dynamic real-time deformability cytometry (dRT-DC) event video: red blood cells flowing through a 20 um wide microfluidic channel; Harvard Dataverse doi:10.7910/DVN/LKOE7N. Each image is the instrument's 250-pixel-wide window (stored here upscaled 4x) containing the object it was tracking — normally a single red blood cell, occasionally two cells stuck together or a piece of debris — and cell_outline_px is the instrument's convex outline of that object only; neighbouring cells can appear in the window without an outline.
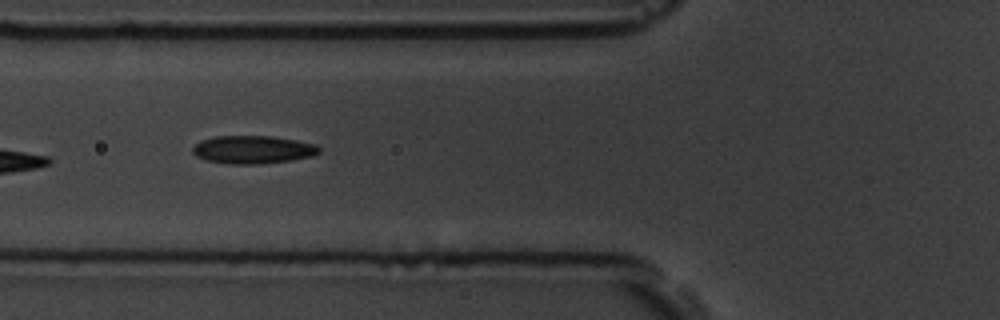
{"species": "common noctule bat (a hibernating species)", "species_latin": "Nyctalus noctula", "temperature_condition": "room temperature", "stored_images_in_passage": 11, "camera_frame_rate_fps": 3000, "um_per_image_px": 0.085, "animal": {"sex": "male", "body_mass_g": 19.5, "forearm_length_mm": 54.6}, "frame": {"image": 1, "passage_image": 7, "time_ms": 7.667, "image_size_px": [1000, 320], "cell_outline_px": [[320, 152], [312, 156], [292, 160], [260, 164], [228, 164], [208, 160], [196, 156], [192, 152], [192, 148], [200, 140], [216, 136], [272, 136], [296, 140], [316, 144], [320, 148]], "centroid_in_image_um": [21.5, 12.71], "position_along_channel_um": 104.3, "area_um2": 20.69}}
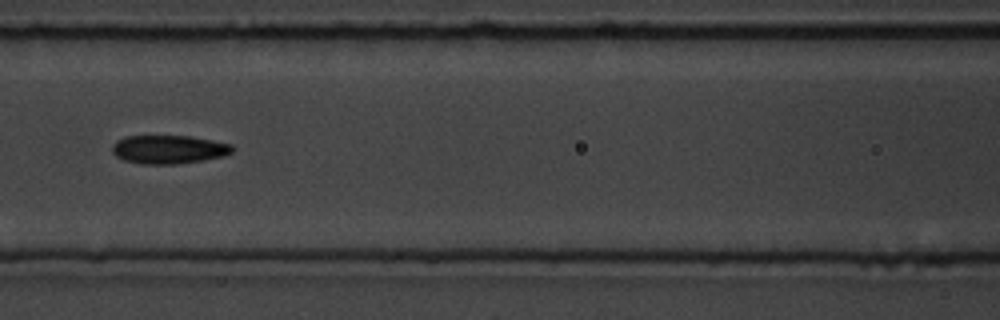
{"frame": {"image": 2, "passage_image": 8, "time_ms": 9.0, "image_size_px": [1000, 320], "cell_outline_px": [[232, 152], [224, 156], [204, 160], [176, 164], [144, 164], [124, 160], [116, 156], [112, 152], [112, 144], [116, 140], [124, 136], [188, 136], [212, 140], [232, 144]], "centroid_in_image_um": [14.32, 12.7], "position_along_channel_um": 152.3, "area_um2": 20.0}}